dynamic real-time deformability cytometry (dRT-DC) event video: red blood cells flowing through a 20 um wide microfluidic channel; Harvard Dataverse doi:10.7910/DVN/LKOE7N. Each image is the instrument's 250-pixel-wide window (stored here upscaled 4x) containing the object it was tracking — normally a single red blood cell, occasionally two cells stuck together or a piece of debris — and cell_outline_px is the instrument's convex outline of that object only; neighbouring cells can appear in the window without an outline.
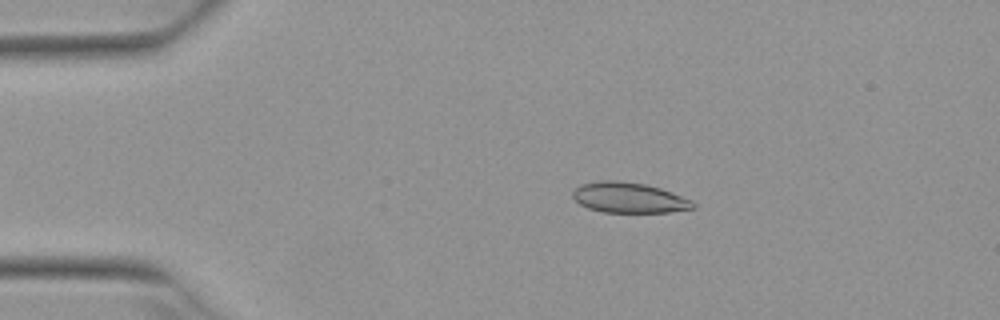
{"species": "Egyptian fruit bat (a non-hibernating species)", "species_latin": "Rousettus aegyptiacus", "temperature_condition": "warm", "stored_images_in_passage": 5, "camera_frame_rate_fps": 3000, "um_per_image_px": 0.085, "animal": {"sex": "female"}, "frame": {"image": 1, "passage_image": 3, "time_ms": 0.667, "image_size_px": [1000, 320], "cell_outline_px": [[696, 208], [668, 212], [604, 212], [588, 208], [580, 204], [572, 196], [572, 192], [580, 184], [600, 180], [616, 180], [644, 184], [660, 188], [672, 192], [692, 200], [696, 204]], "centroid_in_image_um": [53.47, 16.8], "position_along_channel_um": 31.5, "area_um2": 21.33}}
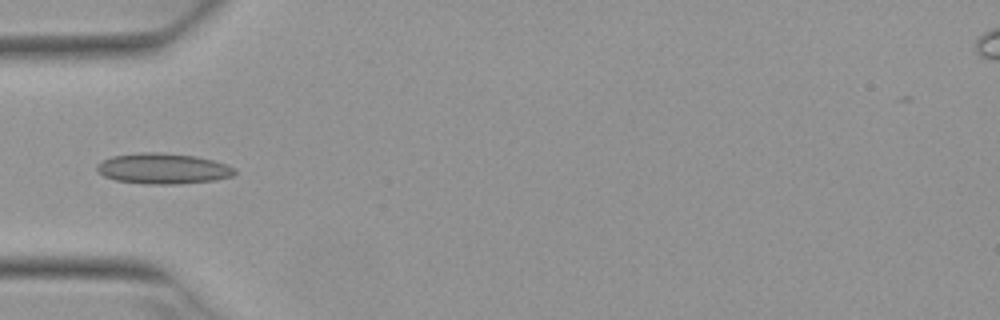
{"frame": {"image": 2, "passage_image": 5, "time_ms": 1.333, "image_size_px": [1000, 320], "cell_outline_px": [[236, 172], [232, 176], [212, 180], [172, 184], [144, 184], [116, 180], [104, 176], [96, 172], [96, 164], [112, 156], [140, 152], [160, 152], [196, 156], [212, 160], [236, 168]], "centroid_in_image_um": [13.81, 14.32], "position_along_channel_um": 71.2, "area_um2": 24.51}}